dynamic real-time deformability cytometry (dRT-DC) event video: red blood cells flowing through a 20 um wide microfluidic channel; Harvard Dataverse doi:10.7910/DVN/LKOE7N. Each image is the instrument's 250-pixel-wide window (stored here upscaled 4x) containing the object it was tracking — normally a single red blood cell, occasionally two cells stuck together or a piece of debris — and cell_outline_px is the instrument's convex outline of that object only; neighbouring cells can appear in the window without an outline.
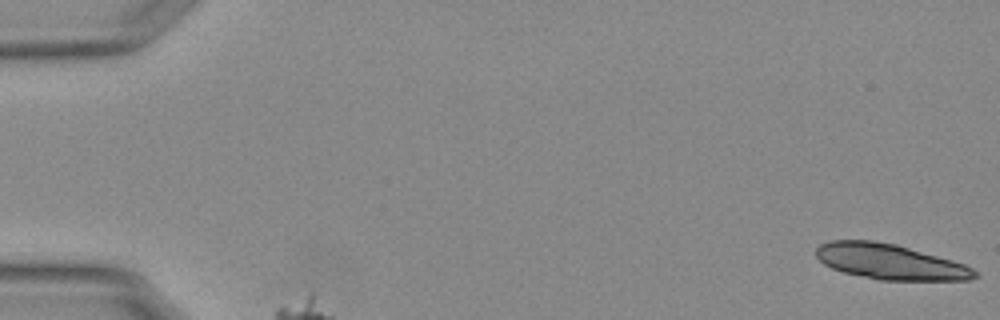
{"species": "Egyptian fruit bat (a non-hibernating species)", "species_latin": "Rousettus aegyptiacus", "temperature_condition": "warm", "stored_images_in_passage": 18, "camera_frame_rate_fps": 3000, "um_per_image_px": 0.085, "animal": {"sex": "female"}, "frame": {"image": 1, "passage_image": 1, "time_ms": 0.0, "image_size_px": [1000, 320], "cell_outline_px": [[980, 276], [968, 280], [880, 280], [844, 272], [832, 268], [824, 264], [816, 256], [816, 248], [820, 244], [832, 240], [872, 240], [896, 244], [952, 260], [964, 264], [972, 268]], "centroid_in_image_um": [75.65, 22.24], "position_along_channel_um": 9.4, "area_um2": 32.54}}
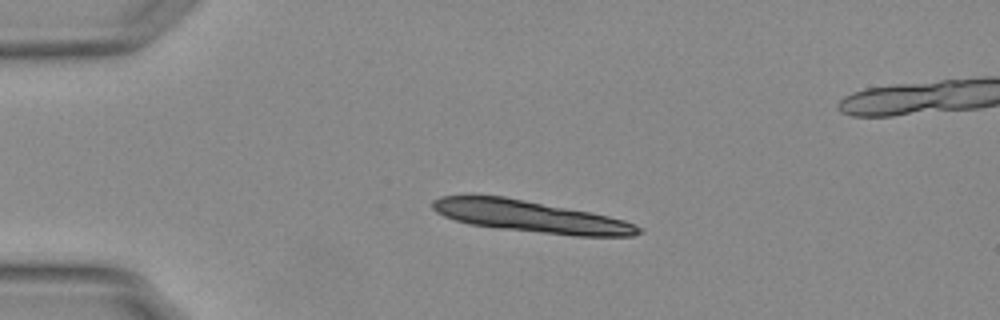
{"frame": {"image": 2, "passage_image": 13, "time_ms": 4.0, "image_size_px": [1000, 320], "cell_outline_px": [[644, 232], [632, 236], [576, 236], [500, 228], [472, 224], [456, 220], [444, 216], [436, 212], [432, 208], [432, 200], [440, 196], [504, 196], [588, 212], [608, 216], [624, 220], [636, 224], [644, 228]], "centroid_in_image_um": [45.15, 18.41], "position_along_channel_um": 39.9, "area_um2": 37.57}}